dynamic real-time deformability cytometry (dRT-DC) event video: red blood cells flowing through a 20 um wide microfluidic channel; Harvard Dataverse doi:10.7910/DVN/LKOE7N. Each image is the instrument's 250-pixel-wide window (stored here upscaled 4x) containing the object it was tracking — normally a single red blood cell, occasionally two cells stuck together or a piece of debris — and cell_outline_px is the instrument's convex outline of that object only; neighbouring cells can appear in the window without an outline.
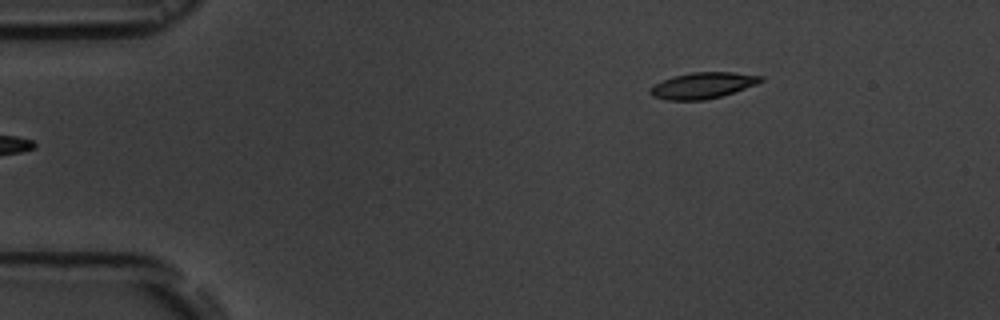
{"species": "common noctule bat (a hibernating species)", "species_latin": "Nyctalus noctula", "temperature_condition": "room temperature", "stored_images_in_passage": 3, "camera_frame_rate_fps": 3000, "um_per_image_px": 0.085, "animal": {"sex": "male", "body_mass_g": 19.5, "forearm_length_mm": 54.6}, "frame": {"image": 1, "passage_image": 3, "time_ms": 2.333, "image_size_px": [1000, 320], "cell_outline_px": [[764, 80], [756, 84], [720, 96], [704, 100], [668, 100], [652, 96], [648, 92], [648, 88], [672, 76], [692, 72], [732, 72], [764, 76]], "centroid_in_image_um": [59.7, 7.26], "position_along_channel_um": 25.3, "area_um2": 16.7}}